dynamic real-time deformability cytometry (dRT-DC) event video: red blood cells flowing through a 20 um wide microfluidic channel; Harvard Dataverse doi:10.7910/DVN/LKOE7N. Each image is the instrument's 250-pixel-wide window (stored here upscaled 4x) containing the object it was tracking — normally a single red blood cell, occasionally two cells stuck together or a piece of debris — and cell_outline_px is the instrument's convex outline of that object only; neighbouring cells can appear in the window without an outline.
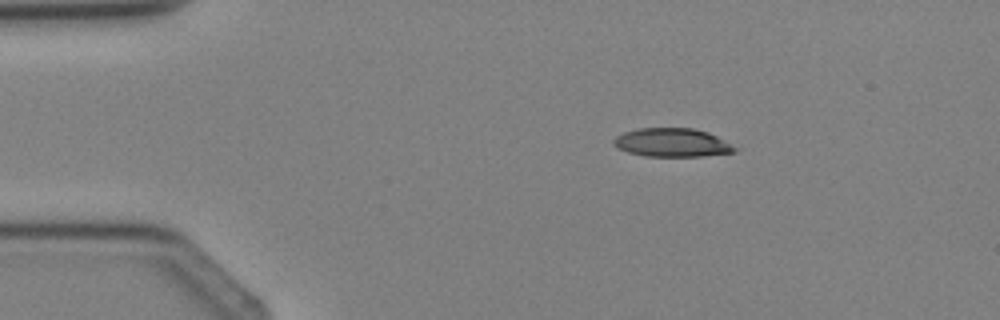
{"species": "Egyptian fruit bat (a non-hibernating species)", "species_latin": "Rousettus aegyptiacus", "temperature_condition": "cold", "stored_images_in_passage": 2, "camera_frame_rate_fps": 3000, "um_per_image_px": 0.085, "animal": {"sex": "female"}, "frame": {"image": 1, "passage_image": 1, "time_ms": 0.0, "image_size_px": [1000, 320], "cell_outline_px": [[740, 148], [736, 152], [700, 156], [644, 156], [628, 152], [612, 144], [612, 140], [616, 136], [624, 132], [640, 128], [692, 128], [708, 132]], "centroid_in_image_um": [57.15, 12.12], "position_along_channel_um": 27.9, "area_um2": 20.17}}